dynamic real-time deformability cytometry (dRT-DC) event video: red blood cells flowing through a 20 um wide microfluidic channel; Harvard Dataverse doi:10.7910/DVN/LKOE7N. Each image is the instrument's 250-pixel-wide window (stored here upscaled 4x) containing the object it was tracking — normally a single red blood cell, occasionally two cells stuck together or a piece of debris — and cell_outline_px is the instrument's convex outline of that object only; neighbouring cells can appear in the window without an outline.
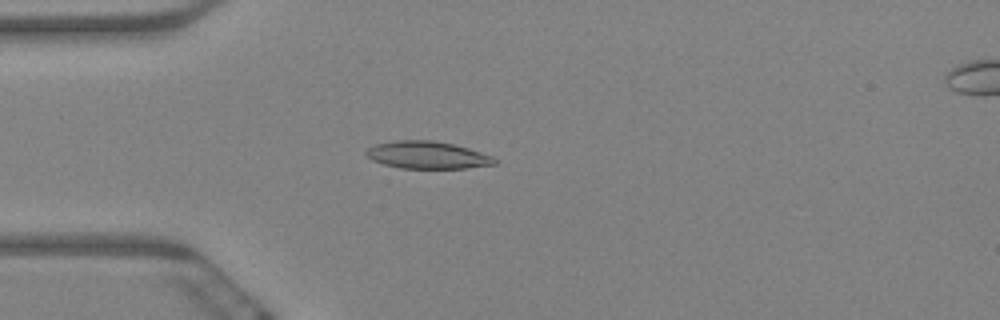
{"species": "Egyptian fruit bat (a non-hibernating species)", "species_latin": "Rousettus aegyptiacus", "temperature_condition": "warm", "stored_images_in_passage": 57, "camera_frame_rate_fps": 3000, "um_per_image_px": 0.085, "animal": {"sex": "female"}, "frame": {"image": 1, "passage_image": 17, "time_ms": 5.333, "image_size_px": [1000, 320], "cell_outline_px": [[500, 160], [496, 164], [468, 168], [400, 168], [384, 164], [372, 160], [364, 152], [368, 148], [376, 144], [396, 140], [432, 140], [452, 144], [468, 148], [492, 156]], "centroid_in_image_um": [36.35, 13.18], "position_along_channel_um": 48.7, "area_um2": 20.46}}
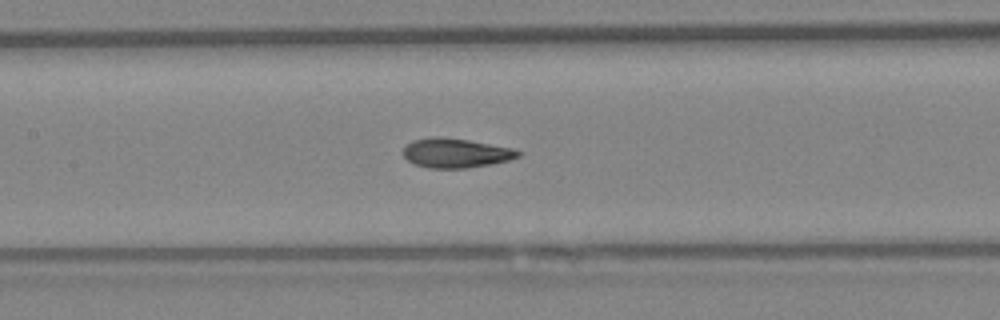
{"frame": {"image": 2, "passage_image": 29, "time_ms": 9.333, "image_size_px": [1000, 320], "cell_outline_px": [[520, 156], [508, 160], [492, 164], [468, 168], [428, 168], [412, 164], [400, 152], [412, 140], [432, 136], [440, 136], [468, 140], [512, 148], [520, 152]], "centroid_in_image_um": [38.68, 13.01], "position_along_channel_um": 168.7, "area_um2": 19.83}}
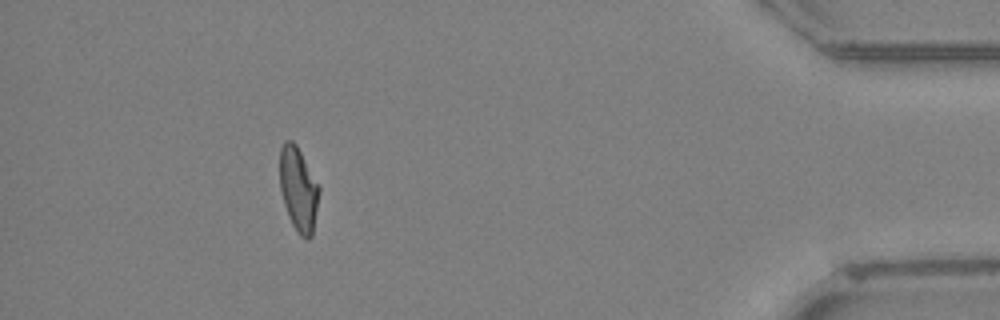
{"frame": {"image": 3, "passage_image": 56, "time_ms": 18.333, "image_size_px": [1000, 320], "cell_outline_px": [[320, 192], [312, 236], [308, 240], [300, 236], [296, 232], [288, 216], [284, 204], [280, 188], [280, 148], [284, 140], [292, 140], [296, 144], [320, 188]], "centroid_in_image_um": [25.36, 16.11], "position_along_channel_um": 409.8, "area_um2": 19.31}}